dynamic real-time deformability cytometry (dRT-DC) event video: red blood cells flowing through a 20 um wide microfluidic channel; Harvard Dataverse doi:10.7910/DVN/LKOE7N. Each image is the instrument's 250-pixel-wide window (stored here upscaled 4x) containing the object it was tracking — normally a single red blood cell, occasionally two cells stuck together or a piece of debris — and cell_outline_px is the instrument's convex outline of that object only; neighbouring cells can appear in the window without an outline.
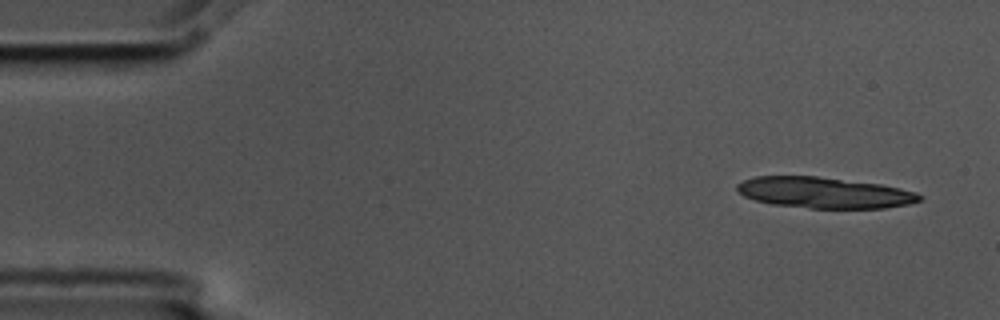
{"species": "common noctule bat (a hibernating species)", "species_latin": "Nyctalus noctula", "temperature_condition": "cold", "stored_images_in_passage": 5, "camera_frame_rate_fps": 3000, "um_per_image_px": 0.085, "animal": {"sex": "male", "body_mass_g": 17.5, "forearm_length_mm": 52.3}, "frame": {"image": 1, "passage_image": 1, "time_ms": 0.0, "image_size_px": [1000, 320], "cell_outline_px": [[924, 196], [920, 200], [908, 204], [884, 208], [808, 208], [772, 204], [756, 200], [744, 196], [736, 188], [736, 184], [744, 180], [756, 176], [816, 176], [880, 184], [900, 188], [916, 192]], "centroid_in_image_um": [70.07, 16.37], "position_along_channel_um": 14.9, "area_um2": 32.83}}